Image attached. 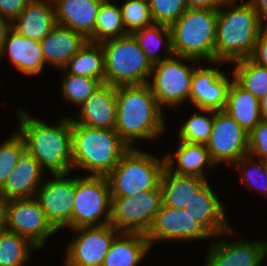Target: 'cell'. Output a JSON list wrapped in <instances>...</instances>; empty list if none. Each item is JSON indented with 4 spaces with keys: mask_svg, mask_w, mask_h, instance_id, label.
I'll list each match as a JSON object with an SVG mask.
<instances>
[{
    "mask_svg": "<svg viewBox=\"0 0 267 266\" xmlns=\"http://www.w3.org/2000/svg\"><path fill=\"white\" fill-rule=\"evenodd\" d=\"M165 167V156L160 158L141 148H130L106 176L112 197H133L160 188Z\"/></svg>",
    "mask_w": 267,
    "mask_h": 266,
    "instance_id": "6",
    "label": "cell"
},
{
    "mask_svg": "<svg viewBox=\"0 0 267 266\" xmlns=\"http://www.w3.org/2000/svg\"><path fill=\"white\" fill-rule=\"evenodd\" d=\"M173 55L215 61L217 10L188 8L171 26Z\"/></svg>",
    "mask_w": 267,
    "mask_h": 266,
    "instance_id": "5",
    "label": "cell"
},
{
    "mask_svg": "<svg viewBox=\"0 0 267 266\" xmlns=\"http://www.w3.org/2000/svg\"><path fill=\"white\" fill-rule=\"evenodd\" d=\"M198 63L192 58L172 55L153 64L148 84L161 109L164 106L178 109L184 102H190L192 77Z\"/></svg>",
    "mask_w": 267,
    "mask_h": 266,
    "instance_id": "8",
    "label": "cell"
},
{
    "mask_svg": "<svg viewBox=\"0 0 267 266\" xmlns=\"http://www.w3.org/2000/svg\"><path fill=\"white\" fill-rule=\"evenodd\" d=\"M17 110L19 126L16 129L24 140L25 151L38 161L45 172L72 171L71 117L60 116L51 126L40 118L32 117L25 109Z\"/></svg>",
    "mask_w": 267,
    "mask_h": 266,
    "instance_id": "2",
    "label": "cell"
},
{
    "mask_svg": "<svg viewBox=\"0 0 267 266\" xmlns=\"http://www.w3.org/2000/svg\"><path fill=\"white\" fill-rule=\"evenodd\" d=\"M88 40L74 30L56 25L40 41L44 62L60 70L85 45Z\"/></svg>",
    "mask_w": 267,
    "mask_h": 266,
    "instance_id": "24",
    "label": "cell"
},
{
    "mask_svg": "<svg viewBox=\"0 0 267 266\" xmlns=\"http://www.w3.org/2000/svg\"><path fill=\"white\" fill-rule=\"evenodd\" d=\"M76 235L66 246L64 266H102L114 237L111 224L71 229Z\"/></svg>",
    "mask_w": 267,
    "mask_h": 266,
    "instance_id": "14",
    "label": "cell"
},
{
    "mask_svg": "<svg viewBox=\"0 0 267 266\" xmlns=\"http://www.w3.org/2000/svg\"><path fill=\"white\" fill-rule=\"evenodd\" d=\"M176 152L168 151L165 156L166 167L177 174L206 178L208 171L215 166L205 144L178 141ZM176 167V168H175ZM205 167V168H204Z\"/></svg>",
    "mask_w": 267,
    "mask_h": 266,
    "instance_id": "25",
    "label": "cell"
},
{
    "mask_svg": "<svg viewBox=\"0 0 267 266\" xmlns=\"http://www.w3.org/2000/svg\"><path fill=\"white\" fill-rule=\"evenodd\" d=\"M115 131L130 147L136 142L162 137L166 126L162 110L148 83L116 87Z\"/></svg>",
    "mask_w": 267,
    "mask_h": 266,
    "instance_id": "1",
    "label": "cell"
},
{
    "mask_svg": "<svg viewBox=\"0 0 267 266\" xmlns=\"http://www.w3.org/2000/svg\"><path fill=\"white\" fill-rule=\"evenodd\" d=\"M257 15L260 18V21L267 25V0H247Z\"/></svg>",
    "mask_w": 267,
    "mask_h": 266,
    "instance_id": "44",
    "label": "cell"
},
{
    "mask_svg": "<svg viewBox=\"0 0 267 266\" xmlns=\"http://www.w3.org/2000/svg\"><path fill=\"white\" fill-rule=\"evenodd\" d=\"M260 101V115L263 120H267V95H265Z\"/></svg>",
    "mask_w": 267,
    "mask_h": 266,
    "instance_id": "47",
    "label": "cell"
},
{
    "mask_svg": "<svg viewBox=\"0 0 267 266\" xmlns=\"http://www.w3.org/2000/svg\"><path fill=\"white\" fill-rule=\"evenodd\" d=\"M7 201L0 196V232L5 230V208Z\"/></svg>",
    "mask_w": 267,
    "mask_h": 266,
    "instance_id": "46",
    "label": "cell"
},
{
    "mask_svg": "<svg viewBox=\"0 0 267 266\" xmlns=\"http://www.w3.org/2000/svg\"><path fill=\"white\" fill-rule=\"evenodd\" d=\"M197 111L185 120L183 125L181 124V127L178 129V137L181 141L206 144L212 131L214 110L198 108Z\"/></svg>",
    "mask_w": 267,
    "mask_h": 266,
    "instance_id": "34",
    "label": "cell"
},
{
    "mask_svg": "<svg viewBox=\"0 0 267 266\" xmlns=\"http://www.w3.org/2000/svg\"><path fill=\"white\" fill-rule=\"evenodd\" d=\"M24 152L25 143L18 132L11 134L9 138L0 143V189Z\"/></svg>",
    "mask_w": 267,
    "mask_h": 266,
    "instance_id": "37",
    "label": "cell"
},
{
    "mask_svg": "<svg viewBox=\"0 0 267 266\" xmlns=\"http://www.w3.org/2000/svg\"><path fill=\"white\" fill-rule=\"evenodd\" d=\"M56 25L52 0H31L10 27L20 35L40 42Z\"/></svg>",
    "mask_w": 267,
    "mask_h": 266,
    "instance_id": "23",
    "label": "cell"
},
{
    "mask_svg": "<svg viewBox=\"0 0 267 266\" xmlns=\"http://www.w3.org/2000/svg\"><path fill=\"white\" fill-rule=\"evenodd\" d=\"M150 247L157 241H189L210 240L213 236L198 222L186 208L174 209L160 206L154 221L145 234ZM191 240V241H190Z\"/></svg>",
    "mask_w": 267,
    "mask_h": 266,
    "instance_id": "15",
    "label": "cell"
},
{
    "mask_svg": "<svg viewBox=\"0 0 267 266\" xmlns=\"http://www.w3.org/2000/svg\"><path fill=\"white\" fill-rule=\"evenodd\" d=\"M63 69L68 74L92 77L105 83L104 52L101 43L87 41Z\"/></svg>",
    "mask_w": 267,
    "mask_h": 266,
    "instance_id": "29",
    "label": "cell"
},
{
    "mask_svg": "<svg viewBox=\"0 0 267 266\" xmlns=\"http://www.w3.org/2000/svg\"><path fill=\"white\" fill-rule=\"evenodd\" d=\"M207 181L186 207L193 221L200 223L213 237L232 228L227 220L225 206Z\"/></svg>",
    "mask_w": 267,
    "mask_h": 266,
    "instance_id": "20",
    "label": "cell"
},
{
    "mask_svg": "<svg viewBox=\"0 0 267 266\" xmlns=\"http://www.w3.org/2000/svg\"><path fill=\"white\" fill-rule=\"evenodd\" d=\"M225 0H186L187 8L218 10Z\"/></svg>",
    "mask_w": 267,
    "mask_h": 266,
    "instance_id": "43",
    "label": "cell"
},
{
    "mask_svg": "<svg viewBox=\"0 0 267 266\" xmlns=\"http://www.w3.org/2000/svg\"><path fill=\"white\" fill-rule=\"evenodd\" d=\"M233 227L210 240L204 266H262L267 257L266 240H225L223 235L235 233ZM222 236V237H221ZM231 241V242H230Z\"/></svg>",
    "mask_w": 267,
    "mask_h": 266,
    "instance_id": "16",
    "label": "cell"
},
{
    "mask_svg": "<svg viewBox=\"0 0 267 266\" xmlns=\"http://www.w3.org/2000/svg\"><path fill=\"white\" fill-rule=\"evenodd\" d=\"M127 35L120 5L110 0H103L100 4L95 22L94 43Z\"/></svg>",
    "mask_w": 267,
    "mask_h": 266,
    "instance_id": "33",
    "label": "cell"
},
{
    "mask_svg": "<svg viewBox=\"0 0 267 266\" xmlns=\"http://www.w3.org/2000/svg\"><path fill=\"white\" fill-rule=\"evenodd\" d=\"M248 155L259 160L267 158V120L262 119L249 132Z\"/></svg>",
    "mask_w": 267,
    "mask_h": 266,
    "instance_id": "40",
    "label": "cell"
},
{
    "mask_svg": "<svg viewBox=\"0 0 267 266\" xmlns=\"http://www.w3.org/2000/svg\"><path fill=\"white\" fill-rule=\"evenodd\" d=\"M10 28V23L0 16V49L2 47L7 30Z\"/></svg>",
    "mask_w": 267,
    "mask_h": 266,
    "instance_id": "45",
    "label": "cell"
},
{
    "mask_svg": "<svg viewBox=\"0 0 267 266\" xmlns=\"http://www.w3.org/2000/svg\"><path fill=\"white\" fill-rule=\"evenodd\" d=\"M47 173L38 161L25 151L0 189V196L6 201L34 198Z\"/></svg>",
    "mask_w": 267,
    "mask_h": 266,
    "instance_id": "22",
    "label": "cell"
},
{
    "mask_svg": "<svg viewBox=\"0 0 267 266\" xmlns=\"http://www.w3.org/2000/svg\"><path fill=\"white\" fill-rule=\"evenodd\" d=\"M116 87L102 83L78 108L71 121L101 129H114L116 118Z\"/></svg>",
    "mask_w": 267,
    "mask_h": 266,
    "instance_id": "18",
    "label": "cell"
},
{
    "mask_svg": "<svg viewBox=\"0 0 267 266\" xmlns=\"http://www.w3.org/2000/svg\"><path fill=\"white\" fill-rule=\"evenodd\" d=\"M161 205L160 188L142 191L133 197H112L109 224L119 232L146 234Z\"/></svg>",
    "mask_w": 267,
    "mask_h": 266,
    "instance_id": "10",
    "label": "cell"
},
{
    "mask_svg": "<svg viewBox=\"0 0 267 266\" xmlns=\"http://www.w3.org/2000/svg\"><path fill=\"white\" fill-rule=\"evenodd\" d=\"M57 25L70 28L94 42L95 22L103 0H52Z\"/></svg>",
    "mask_w": 267,
    "mask_h": 266,
    "instance_id": "21",
    "label": "cell"
},
{
    "mask_svg": "<svg viewBox=\"0 0 267 266\" xmlns=\"http://www.w3.org/2000/svg\"><path fill=\"white\" fill-rule=\"evenodd\" d=\"M31 0H0V16L10 24Z\"/></svg>",
    "mask_w": 267,
    "mask_h": 266,
    "instance_id": "41",
    "label": "cell"
},
{
    "mask_svg": "<svg viewBox=\"0 0 267 266\" xmlns=\"http://www.w3.org/2000/svg\"><path fill=\"white\" fill-rule=\"evenodd\" d=\"M149 8L154 23L169 27L188 9L186 0H150Z\"/></svg>",
    "mask_w": 267,
    "mask_h": 266,
    "instance_id": "39",
    "label": "cell"
},
{
    "mask_svg": "<svg viewBox=\"0 0 267 266\" xmlns=\"http://www.w3.org/2000/svg\"><path fill=\"white\" fill-rule=\"evenodd\" d=\"M262 162L264 163L265 169H266V171H267V158L264 159V160H262Z\"/></svg>",
    "mask_w": 267,
    "mask_h": 266,
    "instance_id": "48",
    "label": "cell"
},
{
    "mask_svg": "<svg viewBox=\"0 0 267 266\" xmlns=\"http://www.w3.org/2000/svg\"><path fill=\"white\" fill-rule=\"evenodd\" d=\"M237 1L225 0L217 10L215 61L226 64L249 58L265 25L247 0Z\"/></svg>",
    "mask_w": 267,
    "mask_h": 266,
    "instance_id": "3",
    "label": "cell"
},
{
    "mask_svg": "<svg viewBox=\"0 0 267 266\" xmlns=\"http://www.w3.org/2000/svg\"><path fill=\"white\" fill-rule=\"evenodd\" d=\"M120 9L127 34H132L154 23L147 1L126 0L121 4Z\"/></svg>",
    "mask_w": 267,
    "mask_h": 266,
    "instance_id": "38",
    "label": "cell"
},
{
    "mask_svg": "<svg viewBox=\"0 0 267 266\" xmlns=\"http://www.w3.org/2000/svg\"><path fill=\"white\" fill-rule=\"evenodd\" d=\"M132 35L152 64L167 59L173 55L169 26L153 23L150 26L133 32ZM162 45L164 49H161L166 53L164 56H160L158 52Z\"/></svg>",
    "mask_w": 267,
    "mask_h": 266,
    "instance_id": "30",
    "label": "cell"
},
{
    "mask_svg": "<svg viewBox=\"0 0 267 266\" xmlns=\"http://www.w3.org/2000/svg\"><path fill=\"white\" fill-rule=\"evenodd\" d=\"M241 172V182L246 187H252L259 194L267 196V171L262 160L246 155L240 158L234 165ZM242 168V170H241Z\"/></svg>",
    "mask_w": 267,
    "mask_h": 266,
    "instance_id": "36",
    "label": "cell"
},
{
    "mask_svg": "<svg viewBox=\"0 0 267 266\" xmlns=\"http://www.w3.org/2000/svg\"><path fill=\"white\" fill-rule=\"evenodd\" d=\"M151 250L145 234L119 232L114 237L102 266H138Z\"/></svg>",
    "mask_w": 267,
    "mask_h": 266,
    "instance_id": "27",
    "label": "cell"
},
{
    "mask_svg": "<svg viewBox=\"0 0 267 266\" xmlns=\"http://www.w3.org/2000/svg\"><path fill=\"white\" fill-rule=\"evenodd\" d=\"M101 45L106 84L117 87L149 82L153 64L132 34L103 41Z\"/></svg>",
    "mask_w": 267,
    "mask_h": 266,
    "instance_id": "7",
    "label": "cell"
},
{
    "mask_svg": "<svg viewBox=\"0 0 267 266\" xmlns=\"http://www.w3.org/2000/svg\"><path fill=\"white\" fill-rule=\"evenodd\" d=\"M38 249L15 232L7 229L0 232V266H24L30 261L31 252Z\"/></svg>",
    "mask_w": 267,
    "mask_h": 266,
    "instance_id": "31",
    "label": "cell"
},
{
    "mask_svg": "<svg viewBox=\"0 0 267 266\" xmlns=\"http://www.w3.org/2000/svg\"><path fill=\"white\" fill-rule=\"evenodd\" d=\"M112 193L106 176L76 177L72 229L109 224Z\"/></svg>",
    "mask_w": 267,
    "mask_h": 266,
    "instance_id": "9",
    "label": "cell"
},
{
    "mask_svg": "<svg viewBox=\"0 0 267 266\" xmlns=\"http://www.w3.org/2000/svg\"><path fill=\"white\" fill-rule=\"evenodd\" d=\"M5 227L30 240L39 250L58 232L35 198L7 201Z\"/></svg>",
    "mask_w": 267,
    "mask_h": 266,
    "instance_id": "13",
    "label": "cell"
},
{
    "mask_svg": "<svg viewBox=\"0 0 267 266\" xmlns=\"http://www.w3.org/2000/svg\"><path fill=\"white\" fill-rule=\"evenodd\" d=\"M207 181L202 177L177 174L165 167L160 180L162 205L174 209L186 208Z\"/></svg>",
    "mask_w": 267,
    "mask_h": 266,
    "instance_id": "26",
    "label": "cell"
},
{
    "mask_svg": "<svg viewBox=\"0 0 267 266\" xmlns=\"http://www.w3.org/2000/svg\"><path fill=\"white\" fill-rule=\"evenodd\" d=\"M249 134L224 110L214 111L212 131L205 144L215 165H233L248 155Z\"/></svg>",
    "mask_w": 267,
    "mask_h": 266,
    "instance_id": "12",
    "label": "cell"
},
{
    "mask_svg": "<svg viewBox=\"0 0 267 266\" xmlns=\"http://www.w3.org/2000/svg\"><path fill=\"white\" fill-rule=\"evenodd\" d=\"M232 77L224 111L249 134L262 120L260 101L234 80L233 72Z\"/></svg>",
    "mask_w": 267,
    "mask_h": 266,
    "instance_id": "28",
    "label": "cell"
},
{
    "mask_svg": "<svg viewBox=\"0 0 267 266\" xmlns=\"http://www.w3.org/2000/svg\"><path fill=\"white\" fill-rule=\"evenodd\" d=\"M5 56L9 57L19 72L27 76L40 74L45 65L40 42L18 34L11 27L7 30L0 49V60Z\"/></svg>",
    "mask_w": 267,
    "mask_h": 266,
    "instance_id": "19",
    "label": "cell"
},
{
    "mask_svg": "<svg viewBox=\"0 0 267 266\" xmlns=\"http://www.w3.org/2000/svg\"><path fill=\"white\" fill-rule=\"evenodd\" d=\"M234 80L258 100L267 95V67L260 66L250 58L231 63Z\"/></svg>",
    "mask_w": 267,
    "mask_h": 266,
    "instance_id": "32",
    "label": "cell"
},
{
    "mask_svg": "<svg viewBox=\"0 0 267 266\" xmlns=\"http://www.w3.org/2000/svg\"><path fill=\"white\" fill-rule=\"evenodd\" d=\"M249 58L256 64L267 67V25L261 28L253 52Z\"/></svg>",
    "mask_w": 267,
    "mask_h": 266,
    "instance_id": "42",
    "label": "cell"
},
{
    "mask_svg": "<svg viewBox=\"0 0 267 266\" xmlns=\"http://www.w3.org/2000/svg\"><path fill=\"white\" fill-rule=\"evenodd\" d=\"M200 64L201 62L195 66L192 77L190 102L197 109L224 110L233 81L219 66L226 63L214 61L210 62L211 67L206 68Z\"/></svg>",
    "mask_w": 267,
    "mask_h": 266,
    "instance_id": "17",
    "label": "cell"
},
{
    "mask_svg": "<svg viewBox=\"0 0 267 266\" xmlns=\"http://www.w3.org/2000/svg\"><path fill=\"white\" fill-rule=\"evenodd\" d=\"M51 176L50 179L44 178L34 198L57 231L60 232L65 227L72 229L76 177L72 178L70 172L51 174Z\"/></svg>",
    "mask_w": 267,
    "mask_h": 266,
    "instance_id": "11",
    "label": "cell"
},
{
    "mask_svg": "<svg viewBox=\"0 0 267 266\" xmlns=\"http://www.w3.org/2000/svg\"><path fill=\"white\" fill-rule=\"evenodd\" d=\"M72 170L107 176L130 149L115 129H101L71 121ZM87 170V171H86Z\"/></svg>",
    "mask_w": 267,
    "mask_h": 266,
    "instance_id": "4",
    "label": "cell"
},
{
    "mask_svg": "<svg viewBox=\"0 0 267 266\" xmlns=\"http://www.w3.org/2000/svg\"><path fill=\"white\" fill-rule=\"evenodd\" d=\"M61 82L62 97L70 104L80 107L102 84L100 80L92 77L68 74L64 69Z\"/></svg>",
    "mask_w": 267,
    "mask_h": 266,
    "instance_id": "35",
    "label": "cell"
}]
</instances>
